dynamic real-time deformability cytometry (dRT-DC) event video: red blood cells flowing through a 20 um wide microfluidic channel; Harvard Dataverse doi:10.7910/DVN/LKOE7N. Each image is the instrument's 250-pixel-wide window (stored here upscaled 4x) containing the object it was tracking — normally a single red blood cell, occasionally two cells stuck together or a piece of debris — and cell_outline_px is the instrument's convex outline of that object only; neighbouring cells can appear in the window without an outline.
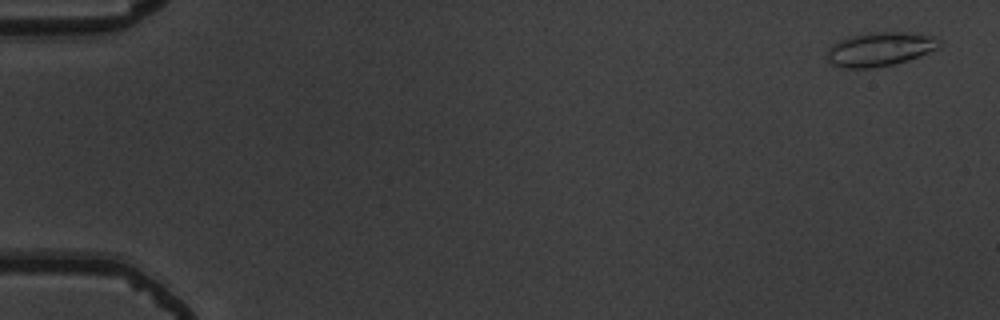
{"species": "common noctule bat (a hibernating species)", "species_latin": "Nyctalus noctula", "temperature_condition": "warm", "stored_images_in_passage": 14, "camera_frame_rate_fps": 3000, "um_per_image_px": 0.085, "animal": {"sex": "male", "body_mass_g": 19.5, "forearm_length_mm": 54.6}, "frame": {"image": 1, "passage_image": 2, "time_ms": 0.333, "image_size_px": [1000, 320], "cell_outline_px": [[940, 48], [908, 60], [892, 64], [872, 68], [840, 68], [828, 64], [828, 48], [836, 40], [848, 36], [868, 32], [908, 32], [932, 36], [940, 40]], "centroid_in_image_um": [74.74, 4.17], "position_along_channel_um": 10.3, "area_um2": 22.54}}